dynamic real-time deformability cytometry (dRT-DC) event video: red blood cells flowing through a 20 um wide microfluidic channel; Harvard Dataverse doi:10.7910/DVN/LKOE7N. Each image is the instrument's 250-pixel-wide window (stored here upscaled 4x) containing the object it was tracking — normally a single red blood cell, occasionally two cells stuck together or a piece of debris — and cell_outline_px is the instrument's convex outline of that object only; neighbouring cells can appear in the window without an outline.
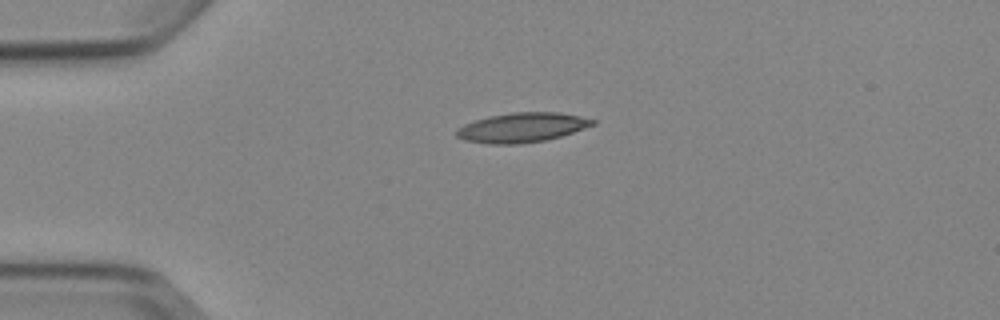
{"species": "Egyptian fruit bat (a non-hibernating species)", "species_latin": "Rousettus aegyptiacus", "temperature_condition": "cold", "stored_images_in_passage": 2, "camera_frame_rate_fps": 3000, "um_per_image_px": 0.085, "animal": {"sex": "female"}, "frame": {"image": 1, "passage_image": 1, "time_ms": 0.0, "image_size_px": [1000, 320], "cell_outline_px": [[596, 124], [560, 136], [544, 140], [520, 144], [488, 144], [464, 140], [456, 136], [456, 132], [464, 124], [488, 116], [512, 112], [556, 112], [580, 116], [596, 120]], "centroid_in_image_um": [44.36, 10.84], "position_along_channel_um": 40.6, "area_um2": 23.29}}